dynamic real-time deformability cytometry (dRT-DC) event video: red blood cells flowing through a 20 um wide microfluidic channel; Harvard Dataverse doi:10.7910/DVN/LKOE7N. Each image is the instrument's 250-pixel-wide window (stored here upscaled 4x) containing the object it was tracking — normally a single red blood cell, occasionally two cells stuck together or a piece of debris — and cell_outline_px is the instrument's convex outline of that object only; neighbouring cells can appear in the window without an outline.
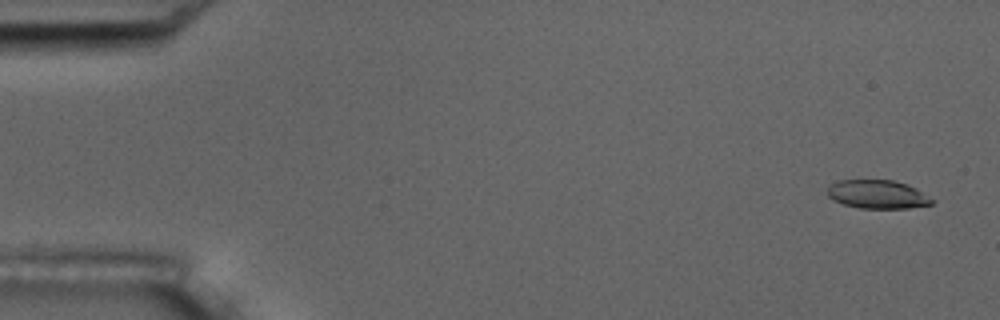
{"species": "common noctule bat (a hibernating species)", "species_latin": "Nyctalus noctula", "temperature_condition": "room temperature", "stored_images_in_passage": 5, "camera_frame_rate_fps": 3000, "um_per_image_px": 0.085, "animal": {"sex": "male", "body_mass_g": 17.5, "forearm_length_mm": 52.3}, "frame": {"image": 1, "passage_image": 1, "time_ms": 0.0, "image_size_px": [1000, 320], "cell_outline_px": [[936, 200], [932, 204], [908, 208], [860, 208], [844, 204], [832, 200], [828, 196], [828, 188], [832, 184], [840, 180], [892, 180], [916, 188]], "centroid_in_image_um": [74.61, 16.52], "position_along_channel_um": 10.4, "area_um2": 17.28}}